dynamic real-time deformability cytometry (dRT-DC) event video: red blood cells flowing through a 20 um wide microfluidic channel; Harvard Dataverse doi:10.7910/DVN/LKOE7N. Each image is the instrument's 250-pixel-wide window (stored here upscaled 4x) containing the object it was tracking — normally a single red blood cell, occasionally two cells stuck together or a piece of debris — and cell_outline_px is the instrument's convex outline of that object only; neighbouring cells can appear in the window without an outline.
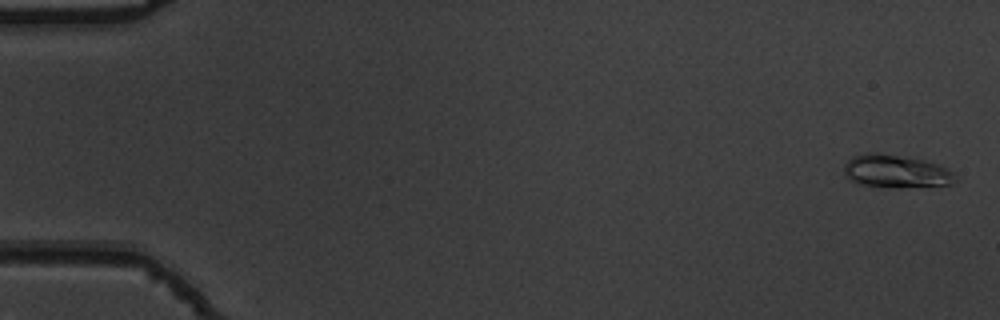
{"species": "common noctule bat (a hibernating species)", "species_latin": "Nyctalus noctula", "temperature_condition": "warm", "stored_images_in_passage": 54, "camera_frame_rate_fps": 3000, "um_per_image_px": 0.085, "animal": {"sex": "male", "body_mass_g": 19.5, "forearm_length_mm": 54.6}, "frame": {"image": 1, "passage_image": 2, "time_ms": 0.333, "image_size_px": [1000, 320], "cell_outline_px": [[956, 180], [952, 184], [892, 188], [856, 184], [844, 172], [844, 164], [852, 156], [864, 152], [872, 152], [924, 160], [936, 164], [952, 172], [956, 176]], "centroid_in_image_um": [76.11, 14.57], "position_along_channel_um": 8.9, "area_um2": 21.21}}
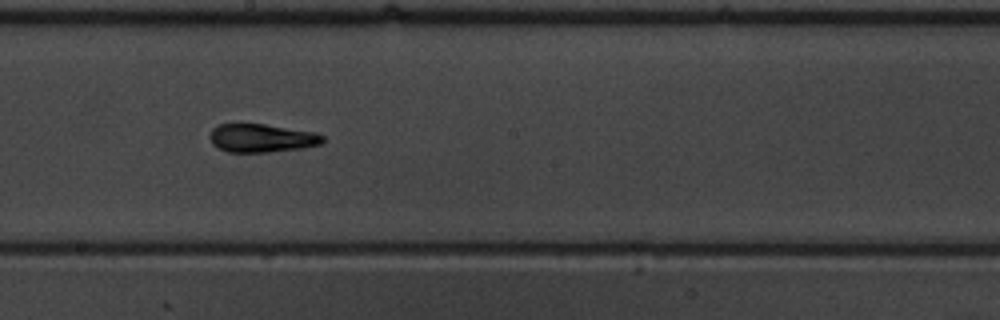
{"frame": {"image": 2, "passage_image": 31, "time_ms": 10.0, "image_size_px": [1000, 320], "cell_outline_px": [[324, 140], [320, 144], [300, 148], [268, 152], [228, 152], [212, 144], [208, 136], [212, 128], [220, 124], [264, 124], [316, 132], [324, 136]], "centroid_in_image_um": [22.22, 11.73], "position_along_channel_um": 226.0, "area_um2": 18.61}}
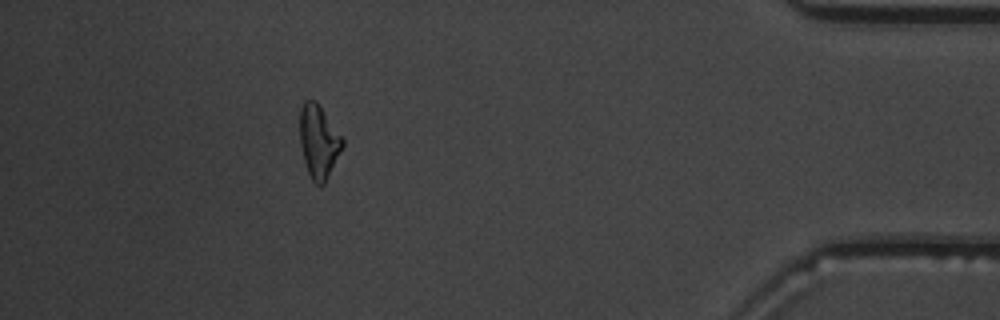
{"frame": {"image": 3, "passage_image": 49, "time_ms": 16.0, "image_size_px": [1000, 320], "cell_outline_px": [[344, 144], [324, 184], [316, 184], [312, 180], [308, 172], [304, 160], [300, 144], [300, 108], [304, 100], [316, 100], [320, 104], [344, 140]], "centroid_in_image_um": [27.08, 11.98], "position_along_channel_um": 408.1, "area_um2": 18.09}, "authors_computed_cell_mechanics": {"area_um2": 18.5538, "velocity_mm_per_s": 3.837, "shape_relaxation_time_tau1_ms": 5.0105, "shape_relaxation_time_tau2_ms": 1.816, "deformation_change_tau1": 0.1816, "deformation_change_tau2": 0.0754}}